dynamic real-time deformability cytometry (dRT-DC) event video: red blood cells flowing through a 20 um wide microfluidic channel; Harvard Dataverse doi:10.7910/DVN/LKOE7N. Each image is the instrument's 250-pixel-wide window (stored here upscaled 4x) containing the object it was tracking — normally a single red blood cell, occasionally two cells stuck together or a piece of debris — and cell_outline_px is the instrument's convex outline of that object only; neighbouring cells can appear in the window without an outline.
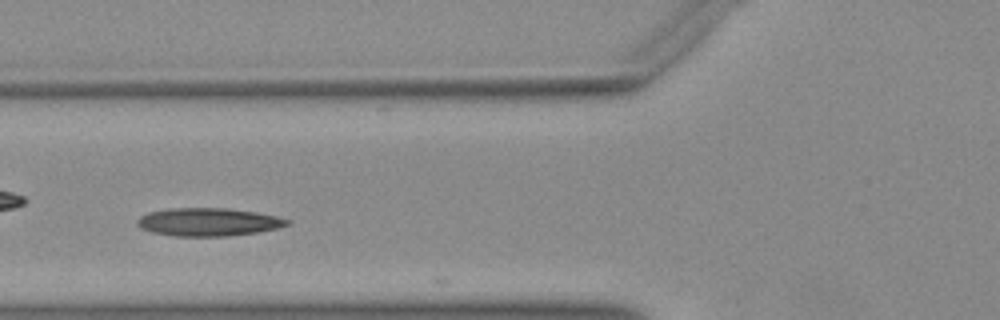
{"species": "Egyptian fruit bat (a non-hibernating species)", "species_latin": "Rousettus aegyptiacus", "temperature_condition": "warm", "stored_images_in_passage": 5, "camera_frame_rate_fps": 3000, "um_per_image_px": 0.085, "animal": {"sex": "female"}, "frame": {"image": 1, "passage_image": 4, "time_ms": 1.0, "image_size_px": [1000, 320], "cell_outline_px": [[288, 224], [276, 228], [256, 232], [228, 236], [176, 236], [152, 232], [140, 228], [136, 224], [136, 220], [140, 216], [148, 212], [168, 208], [228, 208], [256, 212], [276, 216], [288, 220]], "centroid_in_image_um": [17.64, 18.86], "position_along_channel_um": 108.2, "area_um2": 24.39}}